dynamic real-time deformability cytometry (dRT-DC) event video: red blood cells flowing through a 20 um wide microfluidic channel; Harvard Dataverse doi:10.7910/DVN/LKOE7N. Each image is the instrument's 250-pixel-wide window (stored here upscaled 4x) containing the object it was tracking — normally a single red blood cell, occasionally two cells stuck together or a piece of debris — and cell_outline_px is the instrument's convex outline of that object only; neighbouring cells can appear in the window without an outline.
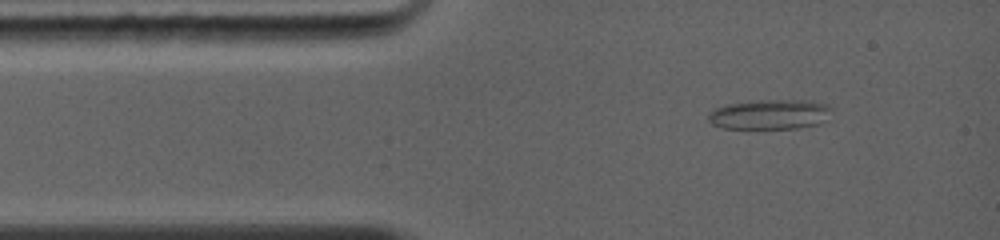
{"species": "common noctule bat (a hibernating species)", "species_latin": "Nyctalus noctula", "temperature_condition": "warm", "stored_images_in_passage": 51, "camera_frame_rate_fps": 5000, "um_per_image_px": 0.085, "animal": {"sex": "female", "body_mass_g": 19.0, "forearm_length_mm": 56.7}, "frame": {"image": 1, "passage_image": 8, "time_ms": 1.0, "image_size_px": [1000, 240], "cell_outline_px": [[832, 108], [828, 120], [820, 124], [800, 128], [724, 128], [712, 124], [708, 120], [708, 112], [716, 108], [728, 104], [768, 100], [808, 100], [828, 104]], "centroid_in_image_um": [65.51, 9.73], "position_along_channel_um": 19.5, "area_um2": 21.56}}
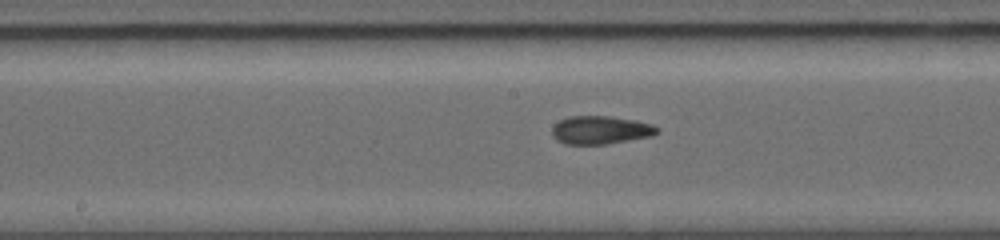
{"frame": {"image": 2, "passage_image": 33, "time_ms": 5.8, "image_size_px": [1000, 240], "cell_outline_px": [[660, 132], [652, 136], [608, 144], [564, 144], [556, 140], [552, 136], [552, 128], [560, 120], [568, 116], [612, 116], [636, 120], [652, 124], [660, 128]], "centroid_in_image_um": [51.08, 11.05], "position_along_channel_um": 197.1, "area_um2": 17.51}}
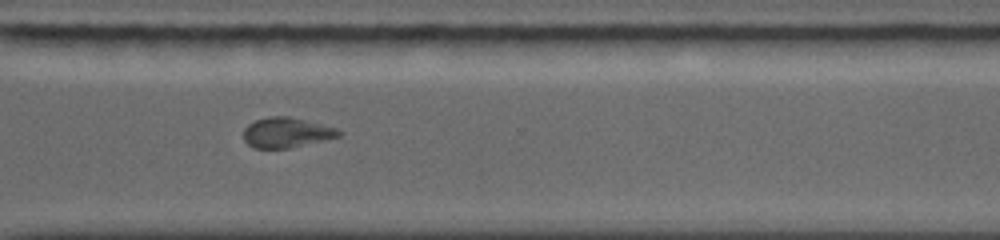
{"frame": {"image": 3, "passage_image": 50, "time_ms": 9.2, "image_size_px": [1000, 240], "cell_outline_px": [[340, 136], [288, 148], [256, 148], [248, 144], [244, 140], [244, 128], [248, 124], [256, 120], [268, 116], [288, 116], [336, 128], [340, 132]], "centroid_in_image_um": [24.3, 11.26], "position_along_channel_um": 346.3, "area_um2": 16.36}}